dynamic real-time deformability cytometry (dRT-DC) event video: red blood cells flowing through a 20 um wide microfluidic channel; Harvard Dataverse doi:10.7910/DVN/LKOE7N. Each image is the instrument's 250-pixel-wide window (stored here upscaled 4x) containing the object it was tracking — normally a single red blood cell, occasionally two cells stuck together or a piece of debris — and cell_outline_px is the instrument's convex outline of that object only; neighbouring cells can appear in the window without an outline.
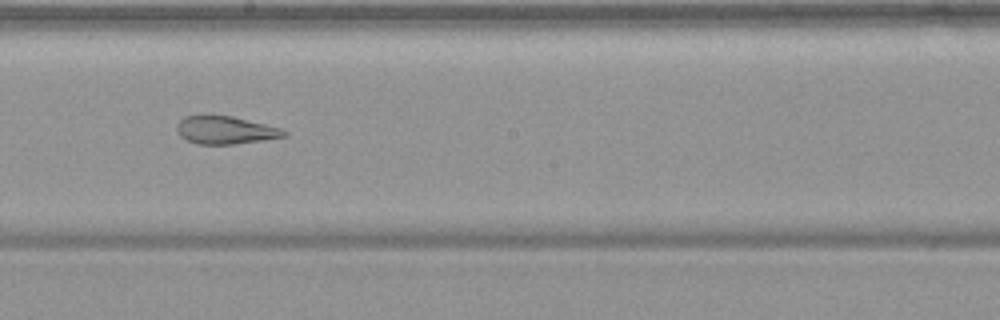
{"species": "common noctule bat (a hibernating species)", "species_latin": "Nyctalus noctula", "temperature_condition": "warm", "stored_images_in_passage": 36, "camera_frame_rate_fps": 3000, "um_per_image_px": 0.085, "animal": {"sex": "female", "body_mass_g": 19.9}, "frame": {"image": 1, "passage_image": 16, "time_ms": 5.0, "image_size_px": [1000, 320], "cell_outline_px": [[288, 136], [264, 140], [232, 144], [196, 144], [180, 136], [176, 128], [176, 124], [184, 116], [212, 112], [232, 116], [280, 128], [288, 132]], "centroid_in_image_um": [19.11, 11.02], "position_along_channel_um": 229.1, "area_um2": 17.92}, "authors_computed_cell_mechanics": {"area_um2": 19.652, "velocity_mm_per_s": 3.7324, "shape_relaxation_time_tau1_ms": null, "shape_relaxation_time_tau2_ms": 2.4584, "deformation_change_tau1": null, "deformation_change_tau2": 0.1104}}